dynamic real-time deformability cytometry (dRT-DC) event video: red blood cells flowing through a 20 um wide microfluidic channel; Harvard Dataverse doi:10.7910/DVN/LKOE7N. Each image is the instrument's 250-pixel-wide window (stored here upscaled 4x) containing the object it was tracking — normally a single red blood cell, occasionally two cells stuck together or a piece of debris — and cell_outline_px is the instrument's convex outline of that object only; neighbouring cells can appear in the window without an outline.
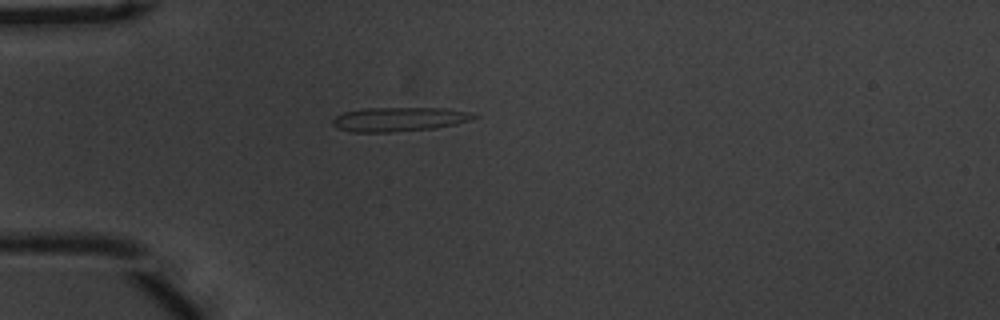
{"species": "common noctule bat (a hibernating species)", "species_latin": "Nyctalus noctula", "temperature_condition": "warm", "stored_images_in_passage": 51, "camera_frame_rate_fps": 3000, "um_per_image_px": 0.085, "animal": {"sex": "male", "body_mass_g": 20.1, "forearm_length_mm": 53.5}, "frame": {"image": 1, "passage_image": 12, "time_ms": 3.667, "image_size_px": [1000, 320], "cell_outline_px": [[480, 116], [472, 120], [456, 124], [436, 128], [392, 132], [352, 132], [336, 128], [332, 124], [332, 120], [336, 116], [344, 112], [364, 108], [448, 108], [468, 112]], "centroid_in_image_um": [33.94, 10.14], "position_along_channel_um": 51.1, "area_um2": 20.06}}
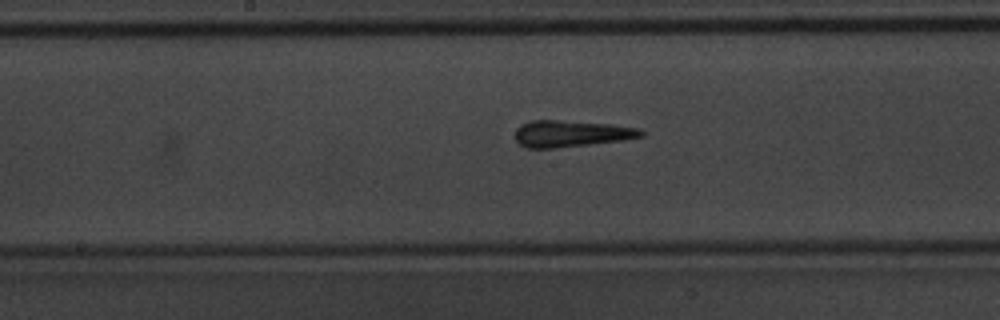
{"frame": {"image": 2, "passage_image": 25, "time_ms": 8.0, "image_size_px": [1000, 320], "cell_outline_px": [[644, 136], [620, 140], [592, 144], [556, 148], [524, 148], [516, 140], [516, 128], [520, 124], [532, 120], [556, 120], [612, 124], [640, 128], [644, 132]], "centroid_in_image_um": [48.53, 11.36], "position_along_channel_um": 199.7, "area_um2": 19.54}}
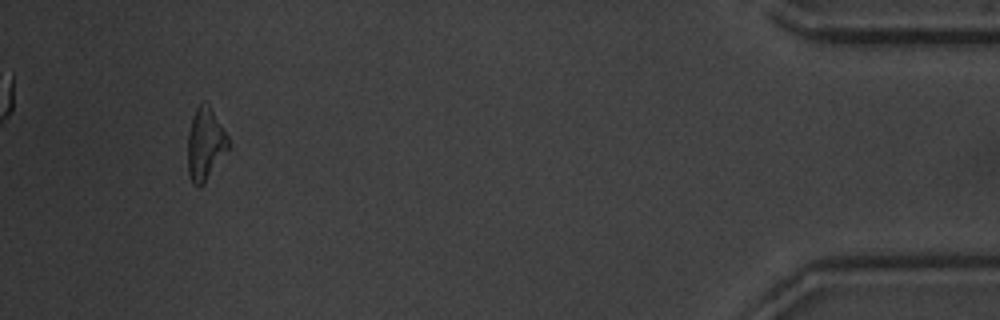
{"frame": {"image": 3, "passage_image": 48, "time_ms": 15.667, "image_size_px": [1000, 320], "cell_outline_px": [[228, 148], [204, 184], [200, 188], [192, 184], [188, 172], [188, 132], [196, 108], [204, 100], [208, 104], [228, 136]], "centroid_in_image_um": [17.42, 12.28], "position_along_channel_um": 417.8, "area_um2": 16.82}}